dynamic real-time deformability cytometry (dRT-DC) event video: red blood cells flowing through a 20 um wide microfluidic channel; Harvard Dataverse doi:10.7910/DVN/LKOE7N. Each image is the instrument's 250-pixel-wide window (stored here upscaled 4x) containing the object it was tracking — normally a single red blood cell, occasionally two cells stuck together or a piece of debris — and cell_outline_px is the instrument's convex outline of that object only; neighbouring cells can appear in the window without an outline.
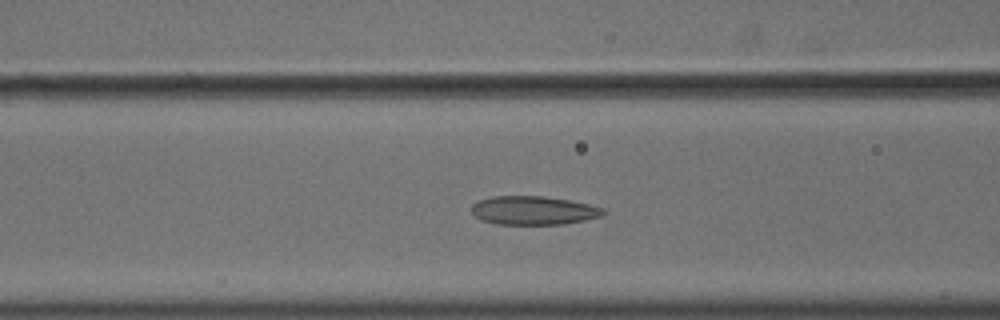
{"species": "common noctule bat (a hibernating species)", "species_latin": "Nyctalus noctula", "temperature_condition": "cold", "stored_images_in_passage": 54, "camera_frame_rate_fps": 3000, "um_per_image_px": 0.085, "animal": {"sex": "male", "body_mass_g": 18.8}, "frame": {"image": 1, "passage_image": 21, "time_ms": 6.667, "image_size_px": [1000, 320], "cell_outline_px": [[608, 212], [604, 216], [564, 224], [496, 224], [480, 220], [472, 212], [472, 204], [480, 200], [492, 196], [544, 196], [568, 200], [588, 204], [604, 208]], "centroid_in_image_um": [45.38, 17.89], "position_along_channel_um": 121.2, "area_um2": 22.08}}
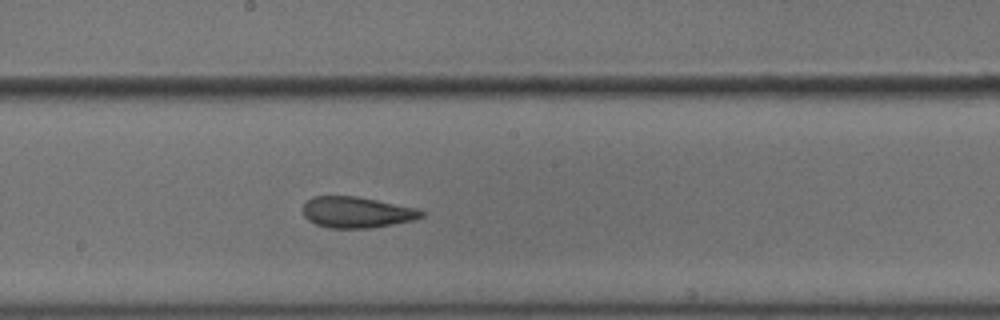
{"frame": {"image": 2, "passage_image": 29, "time_ms": 9.333, "image_size_px": [1000, 320], "cell_outline_px": [[424, 216], [412, 220], [392, 224], [368, 228], [328, 228], [316, 224], [308, 220], [304, 216], [304, 204], [312, 196], [356, 196], [416, 208], [424, 212]], "centroid_in_image_um": [30.3, 18.04], "position_along_channel_um": 217.9, "area_um2": 21.21}}
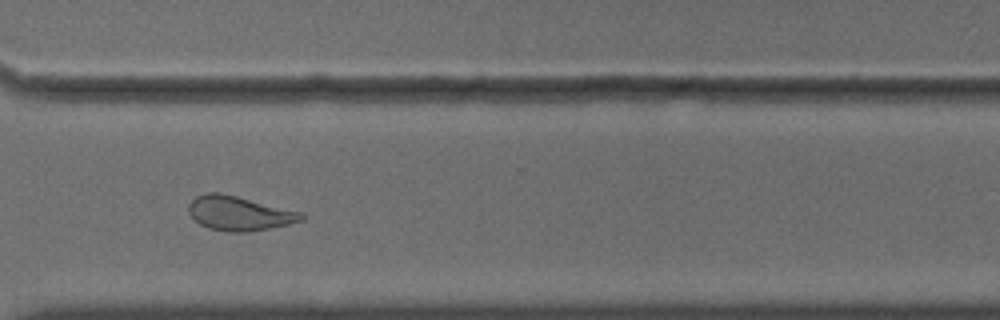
{"frame": {"image": 3, "passage_image": 40, "time_ms": 13.0, "image_size_px": [1000, 320], "cell_outline_px": [[304, 220], [288, 224], [248, 232], [228, 232], [208, 228], [200, 224], [188, 212], [188, 204], [196, 196], [208, 192], [220, 192], [304, 212]], "centroid_in_image_um": [20.34, 18.12], "position_along_channel_um": 350.3, "area_um2": 22.66}, "authors_computed_cell_mechanics": {"area_um2": 23.4957, "velocity_mm_per_s": 3.6136, "shape_relaxation_time_tau1_ms": null, "shape_relaxation_time_tau2_ms": 2.281, "deformation_change_tau1": null, "deformation_change_tau2": 0.0926}}